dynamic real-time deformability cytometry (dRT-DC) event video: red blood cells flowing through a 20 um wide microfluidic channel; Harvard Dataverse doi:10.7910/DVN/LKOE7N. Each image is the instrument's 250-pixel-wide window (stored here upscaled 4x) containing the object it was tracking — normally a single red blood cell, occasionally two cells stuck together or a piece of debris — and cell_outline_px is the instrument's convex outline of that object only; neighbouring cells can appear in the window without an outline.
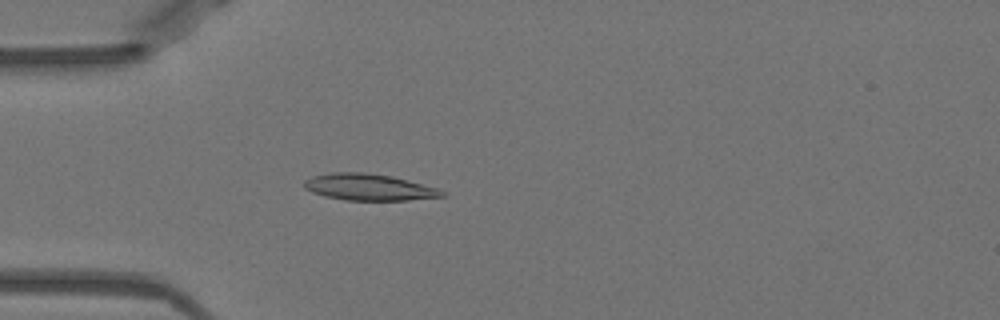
{"species": "Egyptian fruit bat (a non-hibernating species)", "species_latin": "Rousettus aegyptiacus", "temperature_condition": "warm", "stored_images_in_passage": 26, "camera_frame_rate_fps": 3000, "um_per_image_px": 0.085, "animal": {"sex": "female"}, "frame": {"image": 1, "passage_image": 4, "time_ms": 1.0, "image_size_px": [1000, 320], "cell_outline_px": [[448, 196], [408, 200], [344, 200], [324, 196], [312, 192], [304, 188], [304, 180], [312, 176], [332, 172], [364, 172], [392, 176], [436, 188], [444, 192]], "centroid_in_image_um": [31.32, 15.91], "position_along_channel_um": 53.7, "area_um2": 21.27}}
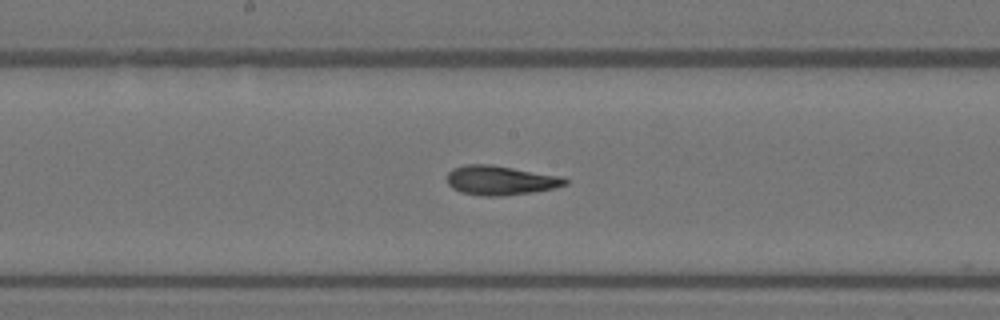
{"frame": {"image": 2, "passage_image": 16, "time_ms": 5.0, "image_size_px": [1000, 320], "cell_outline_px": [[568, 184], [556, 188], [532, 192], [500, 196], [480, 196], [460, 192], [452, 188], [448, 184], [448, 172], [452, 168], [464, 164], [492, 164], [560, 176], [568, 180]], "centroid_in_image_um": [42.52, 15.32], "position_along_channel_um": 205.7, "area_um2": 20.35}}
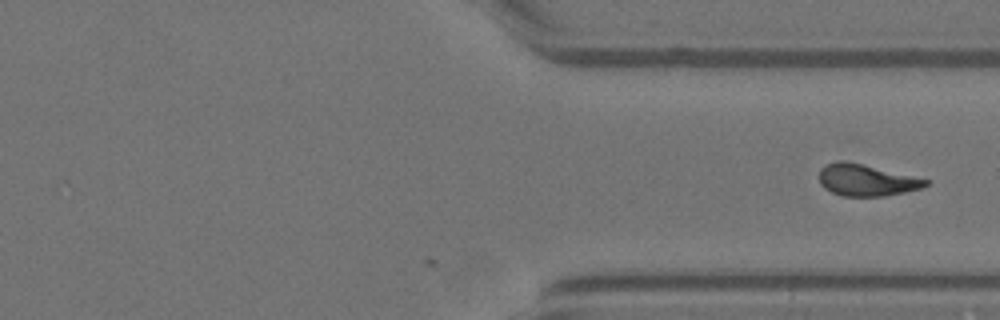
{"frame": {"image": 3, "passage_image": 26, "time_ms": 8.333, "image_size_px": [1000, 320], "cell_outline_px": [[932, 184], [924, 188], [884, 196], [844, 196], [832, 192], [824, 188], [820, 184], [820, 168], [824, 164], [836, 160], [844, 160], [932, 180]], "centroid_in_image_um": [73.68, 15.3], "position_along_channel_um": 337.7, "area_um2": 19.88}}